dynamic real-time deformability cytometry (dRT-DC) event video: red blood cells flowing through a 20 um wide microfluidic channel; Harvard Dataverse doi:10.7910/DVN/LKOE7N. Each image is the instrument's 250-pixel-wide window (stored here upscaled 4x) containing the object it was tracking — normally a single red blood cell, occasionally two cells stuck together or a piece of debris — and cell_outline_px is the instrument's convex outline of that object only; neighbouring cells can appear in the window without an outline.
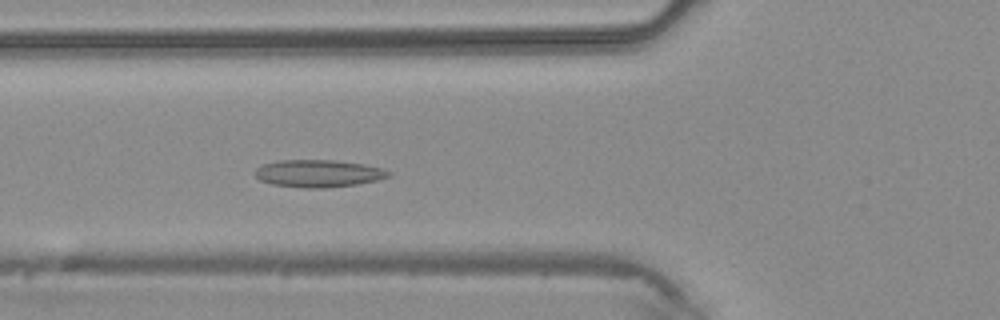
{"species": "common noctule bat (a hibernating species)", "species_latin": "Nyctalus noctula", "temperature_condition": "warm", "stored_images_in_passage": 38, "camera_frame_rate_fps": 3000, "um_per_image_px": 0.085, "animal": {"sex": "male", "body_mass_g": 20.4}, "frame": {"image": 1, "passage_image": 15, "time_ms": 4.667, "image_size_px": [1000, 320], "cell_outline_px": [[392, 176], [376, 180], [356, 184], [324, 188], [304, 188], [272, 184], [260, 180], [256, 176], [256, 168], [264, 164], [280, 160], [336, 160], [364, 164], [384, 168], [392, 172]], "centroid_in_image_um": [27.11, 14.74], "position_along_channel_um": 98.7, "area_um2": 21.33}}
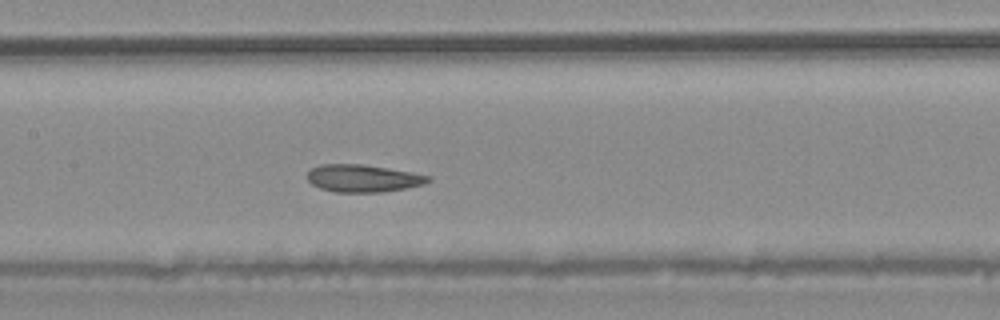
{"frame": {"image": 2, "passage_image": 20, "time_ms": 6.333, "image_size_px": [1000, 320], "cell_outline_px": [[432, 180], [424, 184], [404, 188], [380, 192], [336, 192], [320, 188], [312, 184], [308, 180], [308, 172], [312, 168], [320, 164], [364, 164], [412, 172], [432, 176]], "centroid_in_image_um": [30.88, 15.15], "position_along_channel_um": 176.5, "area_um2": 19.31}}
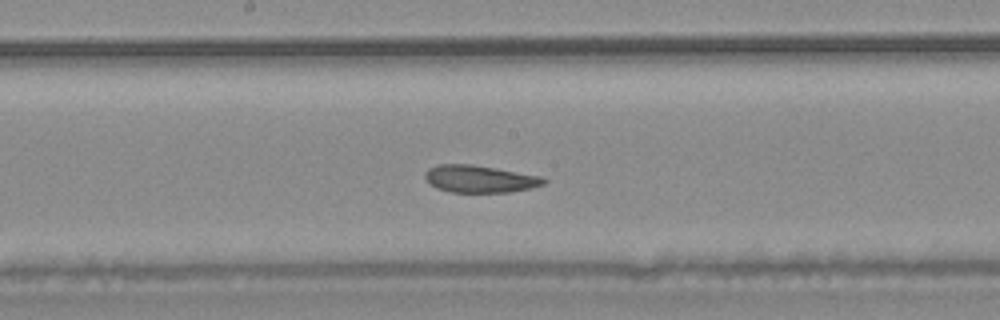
{"frame": {"image": 3, "passage_image": 22, "time_ms": 7.0, "image_size_px": [1000, 320], "cell_outline_px": [[548, 180], [544, 184], [532, 188], [508, 192], [452, 192], [436, 188], [428, 184], [424, 176], [424, 172], [428, 168], [436, 164], [472, 164], [544, 176]], "centroid_in_image_um": [40.77, 15.2], "position_along_channel_um": 207.4, "area_um2": 19.19}}